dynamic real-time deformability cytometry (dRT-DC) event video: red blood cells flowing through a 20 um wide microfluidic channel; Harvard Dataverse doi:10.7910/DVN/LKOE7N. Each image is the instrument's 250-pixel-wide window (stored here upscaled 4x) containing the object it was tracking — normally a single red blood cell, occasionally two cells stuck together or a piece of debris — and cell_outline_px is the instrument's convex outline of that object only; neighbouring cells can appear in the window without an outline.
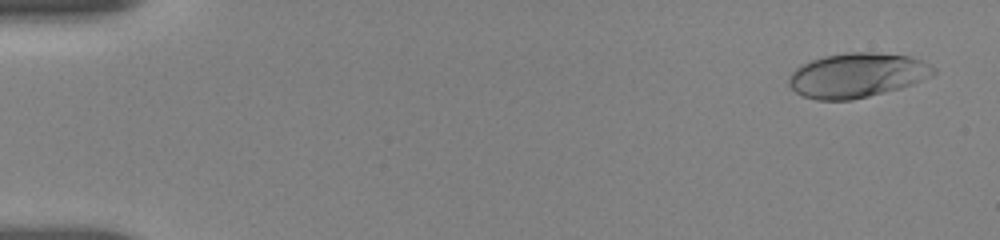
{"species": "human", "species_latin": "Homo sapiens", "temperature_condition": "room temperature", "stored_images_in_passage": 55, "camera_frame_rate_fps": 3000, "um_per_image_px": 0.085, "donor": {"sex": "female"}, "frame": {"image": 1, "passage_image": 3, "time_ms": 0.667, "image_size_px": [1000, 240], "cell_outline_px": [[936, 72], [932, 76], [912, 84], [900, 88], [852, 100], [816, 100], [804, 96], [796, 92], [788, 84], [788, 76], [796, 68], [812, 60], [824, 56], [848, 52], [872, 52], [912, 56], [936, 68]], "centroid_in_image_um": [72.85, 6.39], "position_along_channel_um": 12.2, "area_um2": 37.45}}
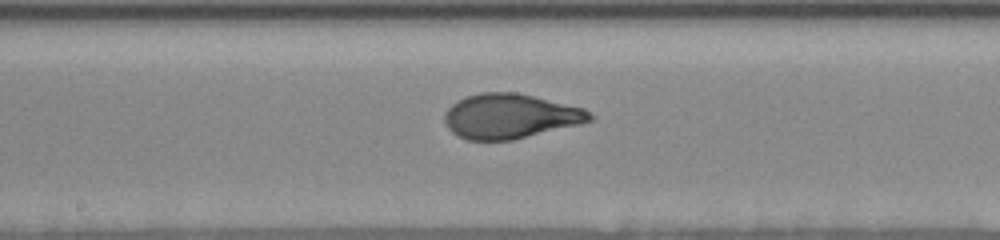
{"frame": {"image": 2, "passage_image": 30, "time_ms": 9.667, "image_size_px": [1000, 240], "cell_outline_px": [[592, 120], [580, 124], [512, 140], [468, 140], [456, 136], [448, 128], [444, 120], [444, 112], [456, 100], [464, 96], [480, 92], [516, 92], [584, 108], [592, 116]], "centroid_in_image_um": [43.3, 9.87], "position_along_channel_um": 204.9, "area_um2": 37.86}}
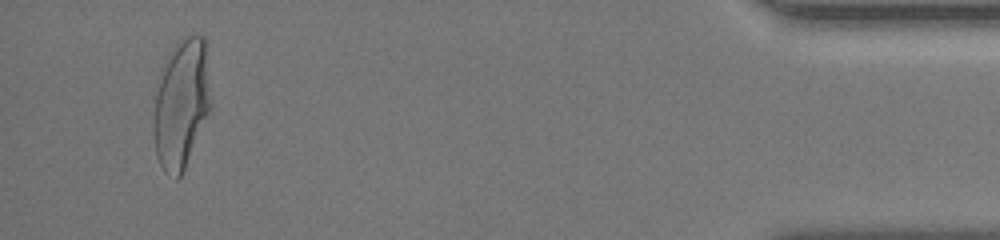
{"frame": {"image": 3, "passage_image": 53, "time_ms": 17.333, "image_size_px": [1000, 240], "cell_outline_px": [[212, 108], [184, 172], [176, 180], [164, 172], [156, 156], [152, 132], [152, 124], [160, 68], [168, 52], [176, 40], [192, 32], [204, 36], [212, 104]], "centroid_in_image_um": [15.41, 8.8], "position_along_channel_um": 419.8, "area_um2": 44.56}, "authors_computed_cell_mechanics": {"area_um2": 37.7434, "velocity_mm_per_s": 3.6611, "shape_relaxation_time_tau1_ms": 4.6079, "shape_relaxation_time_tau2_ms": null, "deformation_change_tau1": 0.2142, "deformation_change_tau2": null}}